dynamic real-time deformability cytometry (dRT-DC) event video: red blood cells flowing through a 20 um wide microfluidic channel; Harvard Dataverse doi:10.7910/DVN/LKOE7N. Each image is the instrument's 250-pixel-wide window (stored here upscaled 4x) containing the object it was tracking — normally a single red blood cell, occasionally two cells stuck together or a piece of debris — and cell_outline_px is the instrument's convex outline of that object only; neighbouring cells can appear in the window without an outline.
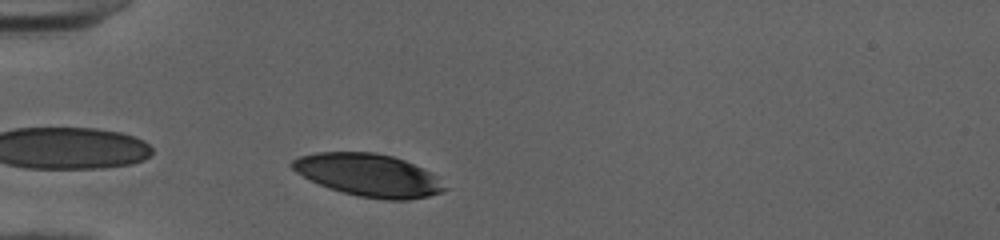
{"species": "human", "species_latin": "Homo sapiens", "temperature_condition": "cold", "stored_images_in_passage": 30, "camera_frame_rate_fps": 3000, "um_per_image_px": 0.085, "donor": {"sex": "female"}, "frame": {"image": 1, "passage_image": 2, "time_ms": 0.333, "image_size_px": [1000, 240], "cell_outline_px": [[448, 188], [440, 192], [428, 196], [408, 200], [388, 200], [356, 196], [328, 188], [296, 172], [288, 164], [292, 160], [300, 156], [316, 152], [376, 152], [392, 156], [404, 160], [432, 172]], "centroid_in_image_um": [31.33, 14.88], "position_along_channel_um": 53.7, "area_um2": 37.86}}
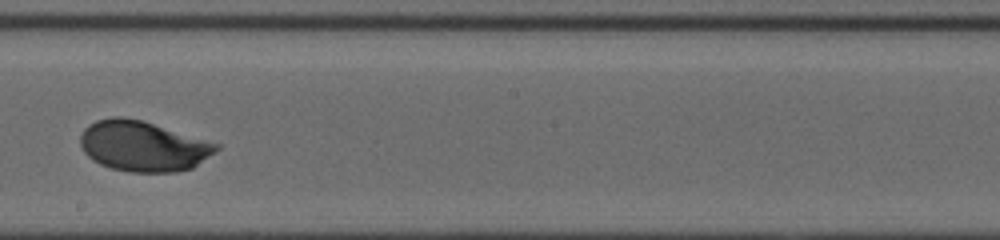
{"frame": {"image": 2, "passage_image": 17, "time_ms": 5.333, "image_size_px": [1000, 240], "cell_outline_px": [[220, 148], [216, 152], [192, 168], [176, 172], [128, 172], [112, 168], [100, 164], [92, 160], [84, 152], [80, 144], [80, 136], [84, 128], [88, 124], [96, 120], [112, 116], [124, 116], [140, 120], [220, 144]], "centroid_in_image_um": [12.14, 12.42], "position_along_channel_um": 236.1, "area_um2": 39.94}}
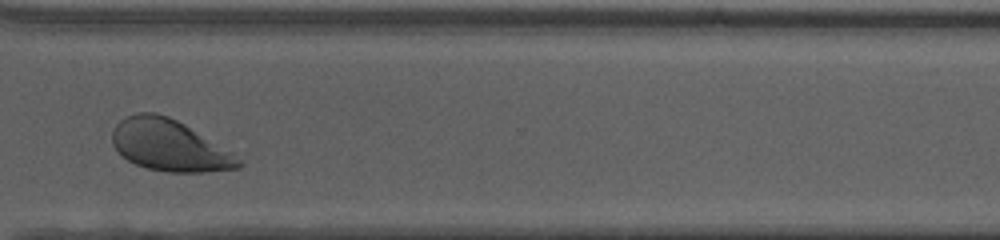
{"frame": {"image": 3, "passage_image": 26, "time_ms": 8.333, "image_size_px": [1000, 240], "cell_outline_px": [[244, 164], [240, 168], [204, 172], [168, 172], [148, 168], [136, 164], [128, 160], [112, 144], [112, 132], [116, 124], [120, 120], [136, 112], [156, 112], [168, 116], [184, 124], [232, 152]], "centroid_in_image_um": [14.4, 12.36], "position_along_channel_um": 356.2, "area_um2": 37.51}, "authors_computed_cell_mechanics": {"area_um2": 39.7953, "velocity_mm_per_s": 3.995, "shape_relaxation_time_tau1_ms": 2.3361, "shape_relaxation_time_tau2_ms": null, "deformation_change_tau1": 0.1472, "deformation_change_tau2": null}}